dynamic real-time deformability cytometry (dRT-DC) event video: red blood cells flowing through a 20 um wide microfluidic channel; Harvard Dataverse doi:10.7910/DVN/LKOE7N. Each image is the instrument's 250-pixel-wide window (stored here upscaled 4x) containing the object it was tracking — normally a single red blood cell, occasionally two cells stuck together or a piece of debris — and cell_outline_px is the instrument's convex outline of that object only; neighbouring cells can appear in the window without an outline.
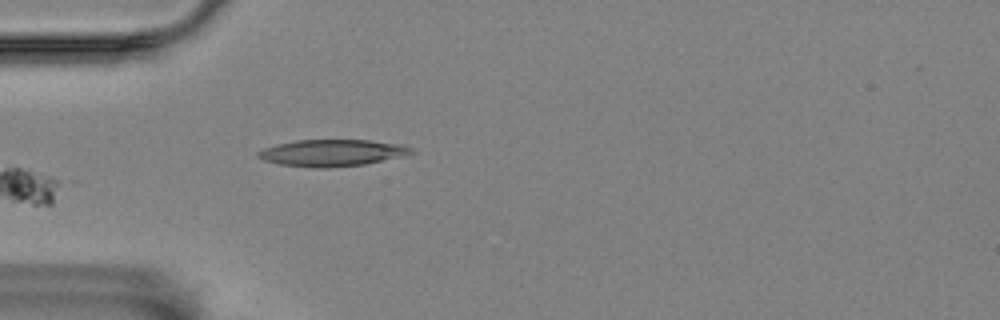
{"species": "Egyptian fruit bat (a non-hibernating species)", "species_latin": "Rousettus aegyptiacus", "temperature_condition": "room temperature", "stored_images_in_passage": 40, "camera_frame_rate_fps": 3000, "um_per_image_px": 0.085, "animal": {"sex": "female"}, "frame": {"image": 1, "passage_image": 1, "time_ms": 0.0, "image_size_px": [1000, 320], "cell_outline_px": [[416, 152], [400, 156], [364, 164], [328, 168], [316, 168], [280, 164], [264, 160], [256, 156], [256, 152], [264, 148], [276, 144], [296, 140], [368, 140], [400, 144], [412, 148]], "centroid_in_image_um": [28.18, 12.99], "position_along_channel_um": 56.8, "area_um2": 23.7}}